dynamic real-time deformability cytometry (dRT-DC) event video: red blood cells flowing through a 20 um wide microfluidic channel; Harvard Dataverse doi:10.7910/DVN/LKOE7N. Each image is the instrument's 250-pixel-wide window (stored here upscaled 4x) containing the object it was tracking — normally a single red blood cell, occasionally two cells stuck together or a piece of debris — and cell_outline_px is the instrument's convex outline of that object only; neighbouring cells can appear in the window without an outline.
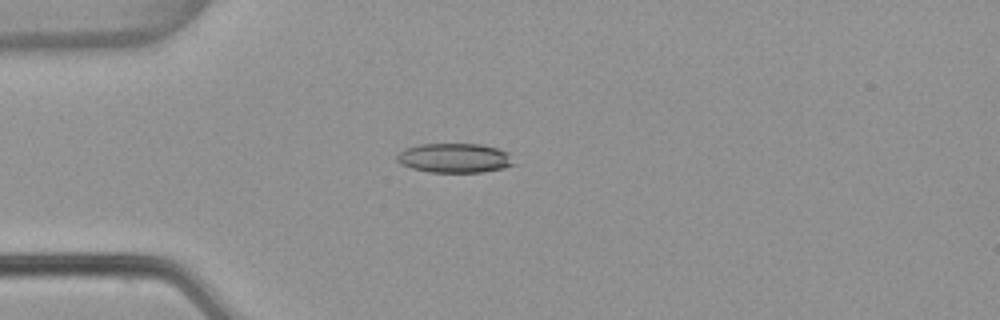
{"species": "common noctule bat (a hibernating species)", "species_latin": "Nyctalus noctula", "temperature_condition": "warm", "stored_images_in_passage": 2, "camera_frame_rate_fps": 3000, "um_per_image_px": 0.085, "animal": {"sex": "female", "body_mass_g": 22.7, "forearm_length_mm": 54.2}, "frame": {"image": 1, "passage_image": 1, "time_ms": 0.0, "image_size_px": [1000, 320], "cell_outline_px": [[516, 164], [504, 168], [484, 172], [428, 172], [412, 168], [400, 164], [396, 160], [396, 156], [404, 148], [420, 144], [480, 144], [496, 148], [508, 152]], "centroid_in_image_um": [38.64, 13.43], "position_along_channel_um": 46.4, "area_um2": 20.17}}